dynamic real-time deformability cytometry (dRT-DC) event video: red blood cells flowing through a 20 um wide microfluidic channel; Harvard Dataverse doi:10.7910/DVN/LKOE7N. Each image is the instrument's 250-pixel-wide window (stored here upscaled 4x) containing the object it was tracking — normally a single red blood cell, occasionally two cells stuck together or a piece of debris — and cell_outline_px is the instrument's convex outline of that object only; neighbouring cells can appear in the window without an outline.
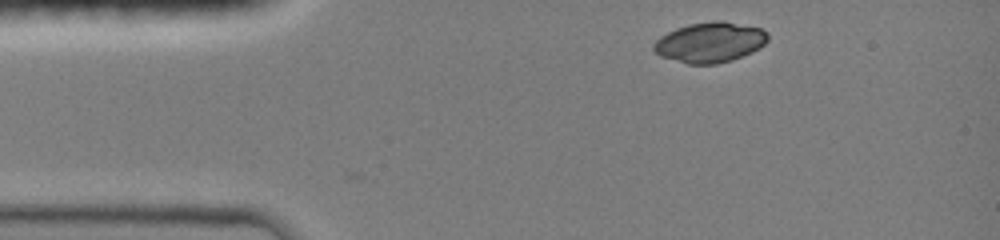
{"species": "common noctule bat (a hibernating species)", "species_latin": "Nyctalus noctula", "temperature_condition": "room temperature", "stored_images_in_passage": 4, "camera_frame_rate_fps": 3000, "um_per_image_px": 0.085, "animal": {"sex": "female", "body_mass_g": 19.0, "forearm_length_mm": 51.5}, "frame": {"image": 1, "passage_image": 4, "time_ms": 0.667, "image_size_px": [1000, 240], "cell_outline_px": [[768, 40], [760, 48], [752, 52], [732, 60], [716, 64], [688, 64], [660, 56], [652, 48], [652, 44], [660, 36], [676, 28], [688, 24], [712, 20], [724, 20], [760, 28], [768, 32]], "centroid_in_image_um": [60.35, 3.59], "position_along_channel_um": 24.7, "area_um2": 26.99}}